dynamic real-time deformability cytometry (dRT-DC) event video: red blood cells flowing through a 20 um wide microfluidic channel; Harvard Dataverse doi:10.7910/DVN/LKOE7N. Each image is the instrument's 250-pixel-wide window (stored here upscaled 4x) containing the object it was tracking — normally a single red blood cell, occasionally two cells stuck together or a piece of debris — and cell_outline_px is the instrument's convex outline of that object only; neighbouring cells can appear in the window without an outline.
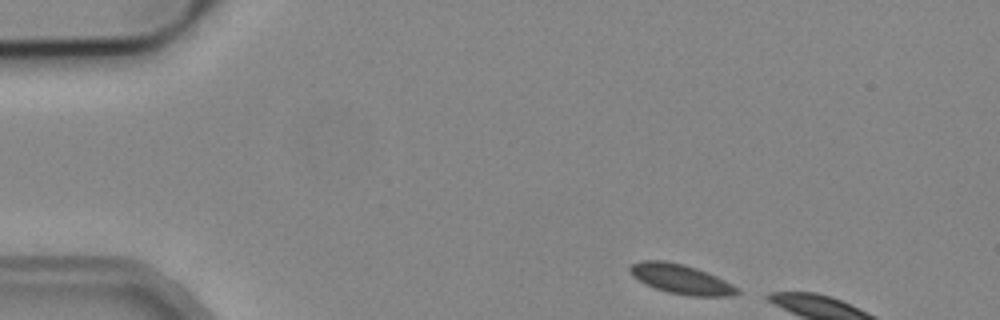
{"species": "common noctule bat (a hibernating species)", "species_latin": "Nyctalus noctula", "temperature_condition": "cold", "stored_images_in_passage": 5, "camera_frame_rate_fps": 3000, "um_per_image_px": 0.085, "animal": {"sex": "male", "body_mass_g": 19.2, "forearm_length_mm": 51.8}, "frame": {"image": 1, "passage_image": 1, "time_ms": 0.0, "image_size_px": [1000, 320], "cell_outline_px": [[740, 292], [732, 296], [688, 296], [668, 292], [644, 284], [632, 276], [628, 268], [632, 264], [640, 260], [664, 260], [696, 268], [716, 276], [740, 288]], "centroid_in_image_um": [57.87, 23.73], "position_along_channel_um": 27.1, "area_um2": 18.5}}